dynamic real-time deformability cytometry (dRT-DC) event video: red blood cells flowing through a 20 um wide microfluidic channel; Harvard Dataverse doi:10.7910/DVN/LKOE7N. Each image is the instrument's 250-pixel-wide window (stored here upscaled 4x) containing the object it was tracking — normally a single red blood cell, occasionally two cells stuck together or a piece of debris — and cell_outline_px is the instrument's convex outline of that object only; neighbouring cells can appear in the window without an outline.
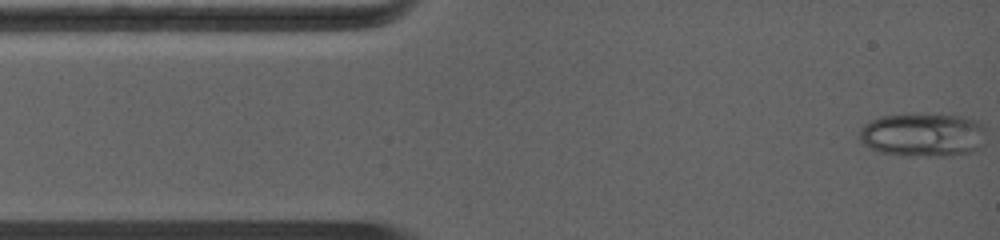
{"species": "common noctule bat (a hibernating species)", "species_latin": "Nyctalus noctula", "temperature_condition": "warm", "stored_images_in_passage": 59, "camera_frame_rate_fps": 5000, "um_per_image_px": 0.085, "animal": {"sex": "female", "body_mass_g": 19.0, "forearm_length_mm": 56.7}, "frame": {"image": 1, "passage_image": 1, "time_ms": 0.0, "image_size_px": [1000, 240], "cell_outline_px": [[984, 152], [964, 156], [896, 156], [876, 152], [868, 148], [860, 136], [860, 132], [868, 124], [876, 120], [888, 116], [940, 116], [948, 120]], "centroid_in_image_um": [77.97, 11.67], "position_along_channel_um": 7.0, "area_um2": 27.57}}
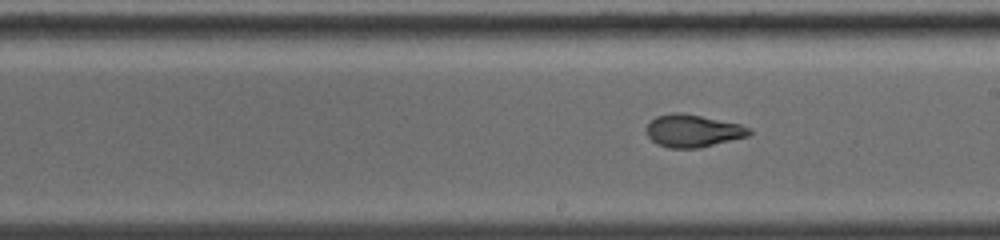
{"frame": {"image": 2, "passage_image": 32, "time_ms": 6.6, "image_size_px": [1000, 240], "cell_outline_px": [[752, 132], [748, 136], [700, 148], [668, 148], [656, 144], [648, 136], [648, 124], [656, 116], [672, 112], [684, 112], [740, 124], [752, 128]], "centroid_in_image_um": [58.92, 11.11], "position_along_channel_um": 230.1, "area_um2": 19.59}}
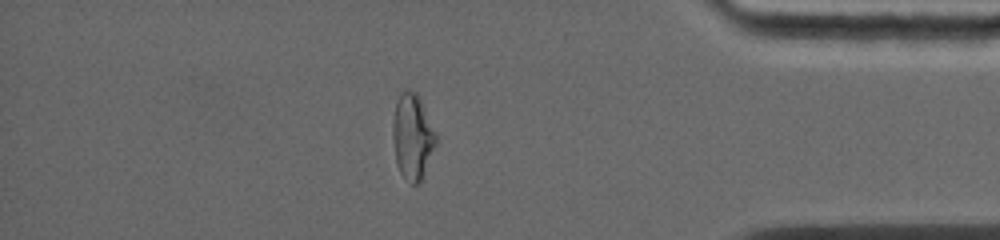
{"frame": {"image": 3, "passage_image": 53, "time_ms": 11.0, "image_size_px": [1000, 240], "cell_outline_px": [[436, 144], [420, 180], [416, 184], [412, 184], [400, 172], [396, 160], [392, 136], [392, 124], [396, 104], [400, 92], [404, 88], [408, 88], [416, 92], [436, 132]], "centroid_in_image_um": [35.04, 11.55], "position_along_channel_um": 400.2, "area_um2": 21.15}, "authors_computed_cell_mechanics": {"area_um2": 20.1144, "velocity_mm_per_s": 4.5046, "shape_relaxation_time_tau1_ms": null, "shape_relaxation_time_tau2_ms": 0.9489, "deformation_change_tau1": null, "deformation_change_tau2": 0.0654}}